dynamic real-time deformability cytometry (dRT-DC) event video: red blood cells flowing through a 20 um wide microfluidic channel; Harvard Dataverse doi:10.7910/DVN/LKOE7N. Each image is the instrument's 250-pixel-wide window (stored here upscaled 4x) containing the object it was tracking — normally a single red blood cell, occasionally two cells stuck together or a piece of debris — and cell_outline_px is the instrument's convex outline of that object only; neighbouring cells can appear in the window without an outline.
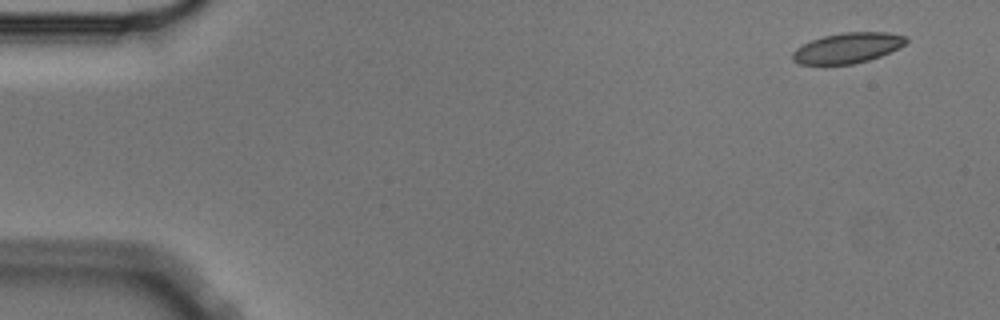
{"species": "Egyptian fruit bat (a non-hibernating species)", "species_latin": "Rousettus aegyptiacus", "temperature_condition": "cold", "stored_images_in_passage": 5, "camera_frame_rate_fps": 3000, "um_per_image_px": 0.085, "animal": {"sex": "male"}, "frame": {"image": 1, "passage_image": 1, "time_ms": 0.0, "image_size_px": [1000, 320], "cell_outline_px": [[908, 40], [904, 44], [880, 56], [868, 60], [852, 64], [824, 68], [800, 64], [792, 60], [792, 52], [796, 48], [812, 40], [824, 36], [844, 32], [888, 32], [908, 36]], "centroid_in_image_um": [71.97, 4.12], "position_along_channel_um": 13.0, "area_um2": 20.63}}
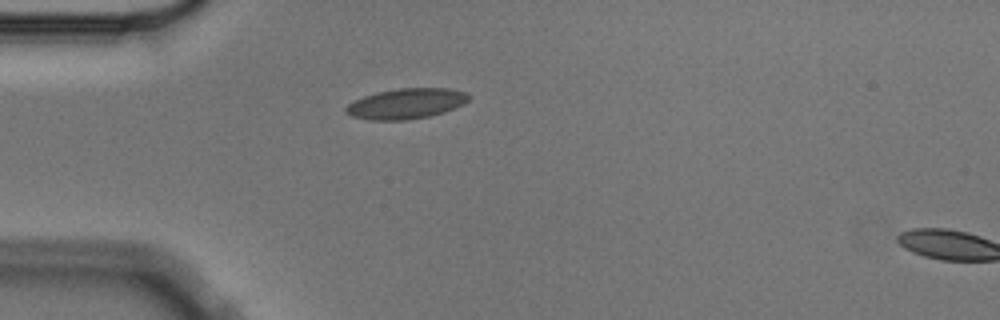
{"frame": {"image": 2, "passage_image": 4, "time_ms": 1.0, "image_size_px": [1000, 320], "cell_outline_px": [[468, 100], [464, 104], [444, 112], [428, 116], [404, 120], [368, 120], [352, 116], [344, 112], [344, 108], [348, 104], [364, 96], [376, 92], [400, 88], [448, 88], [464, 92], [468, 96]], "centroid_in_image_um": [34.49, 8.81], "position_along_channel_um": 50.5, "area_um2": 21.62}}